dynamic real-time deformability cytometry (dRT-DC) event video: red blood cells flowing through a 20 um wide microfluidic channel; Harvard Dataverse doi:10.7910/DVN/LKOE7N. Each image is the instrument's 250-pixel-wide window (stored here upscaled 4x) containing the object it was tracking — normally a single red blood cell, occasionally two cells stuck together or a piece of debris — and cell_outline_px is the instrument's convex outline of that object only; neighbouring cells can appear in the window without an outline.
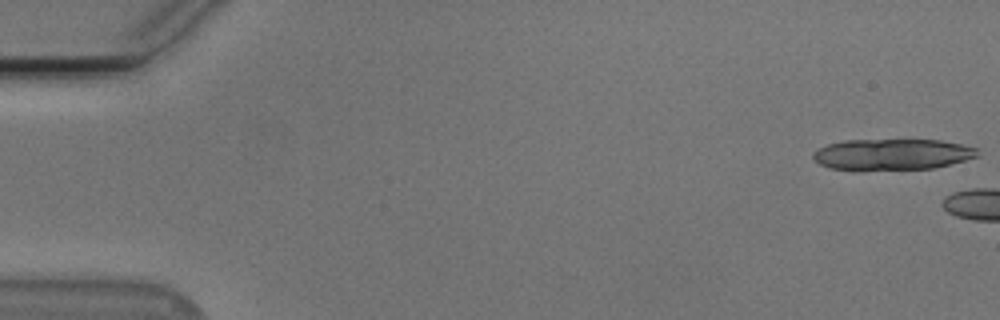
{"species": "Egyptian fruit bat (a non-hibernating species)", "species_latin": "Rousettus aegyptiacus", "temperature_condition": "cold", "stored_images_in_passage": 8, "camera_frame_rate_fps": 3000, "um_per_image_px": 0.085, "animal": {"sex": "male"}, "frame": {"image": 1, "passage_image": 1, "time_ms": 0.0, "image_size_px": [1000, 320], "cell_outline_px": [[980, 156], [932, 168], [856, 172], [828, 168], [820, 164], [812, 156], [812, 152], [828, 144], [844, 140], [940, 140], [960, 144], [976, 148]], "centroid_in_image_um": [75.76, 13.15], "position_along_channel_um": 9.2, "area_um2": 30.35}}